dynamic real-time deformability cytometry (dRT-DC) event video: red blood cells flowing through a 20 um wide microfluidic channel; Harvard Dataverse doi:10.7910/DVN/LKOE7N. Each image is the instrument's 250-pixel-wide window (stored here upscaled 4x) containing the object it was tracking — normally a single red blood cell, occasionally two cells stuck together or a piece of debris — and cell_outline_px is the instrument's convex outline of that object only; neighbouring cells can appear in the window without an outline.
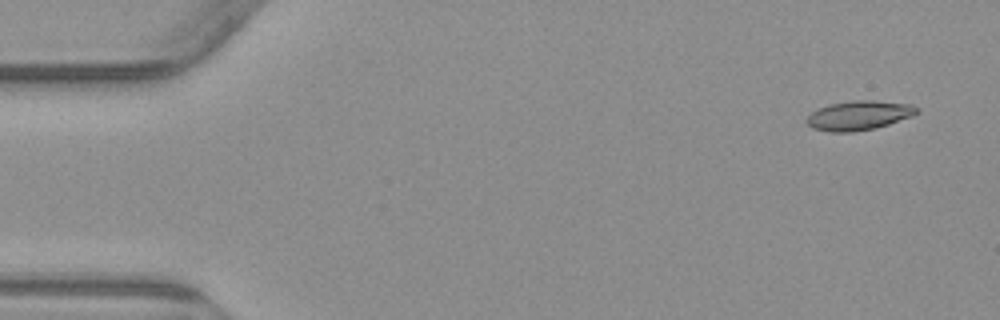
{"species": "common noctule bat (a hibernating species)", "species_latin": "Nyctalus noctula", "temperature_condition": "warm", "stored_images_in_passage": 6, "camera_frame_rate_fps": 3000, "um_per_image_px": 0.085, "animal": {"sex": "male", "body_mass_g": 23.1, "forearm_length_mm": 52.7}, "frame": {"image": 1, "passage_image": 1, "time_ms": 0.0, "image_size_px": [1000, 320], "cell_outline_px": [[920, 108], [912, 116], [876, 128], [852, 132], [828, 132], [812, 128], [804, 120], [812, 112], [828, 104], [852, 100], [872, 100], [912, 104]], "centroid_in_image_um": [72.99, 9.81], "position_along_channel_um": 12.0, "area_um2": 18.9}}
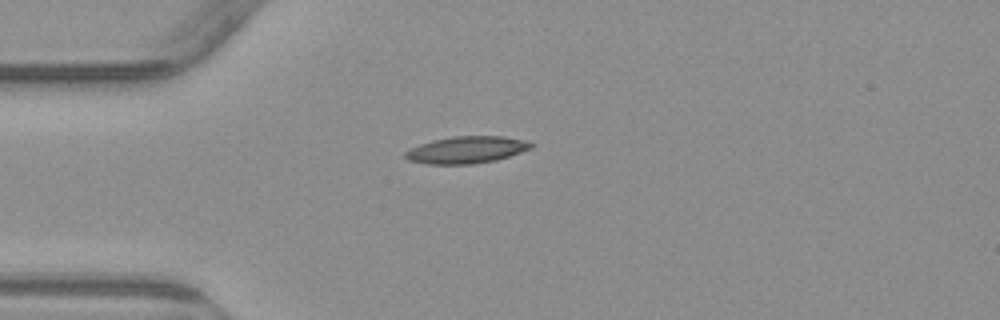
{"frame": {"image": 2, "passage_image": 4, "time_ms": 3.667, "image_size_px": [1000, 320], "cell_outline_px": [[536, 144], [532, 148], [496, 160], [472, 164], [424, 164], [408, 160], [404, 156], [404, 152], [408, 148], [432, 140], [452, 136], [504, 136], [524, 140]], "centroid_in_image_um": [39.62, 12.73], "position_along_channel_um": 45.4, "area_um2": 19.94}}
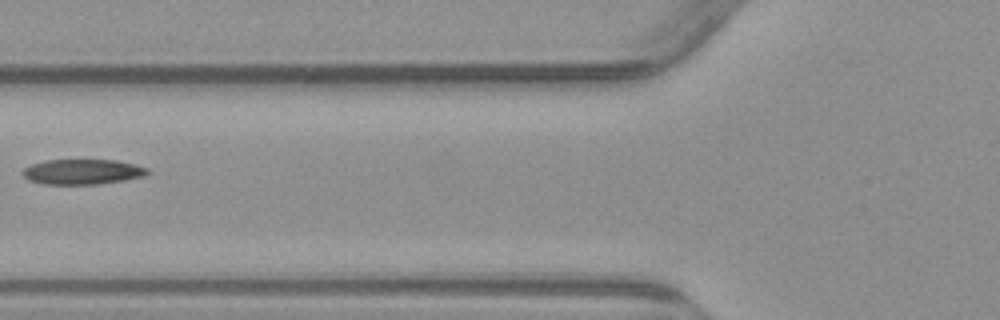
{"frame": {"image": 3, "passage_image": 6, "time_ms": 6.0, "image_size_px": [1000, 320], "cell_outline_px": [[152, 172], [144, 176], [124, 180], [96, 184], [44, 184], [28, 180], [20, 172], [24, 168], [32, 164], [44, 160], [116, 160], [148, 168]], "centroid_in_image_um": [7.0, 14.6], "position_along_channel_um": 118.8, "area_um2": 18.32}}